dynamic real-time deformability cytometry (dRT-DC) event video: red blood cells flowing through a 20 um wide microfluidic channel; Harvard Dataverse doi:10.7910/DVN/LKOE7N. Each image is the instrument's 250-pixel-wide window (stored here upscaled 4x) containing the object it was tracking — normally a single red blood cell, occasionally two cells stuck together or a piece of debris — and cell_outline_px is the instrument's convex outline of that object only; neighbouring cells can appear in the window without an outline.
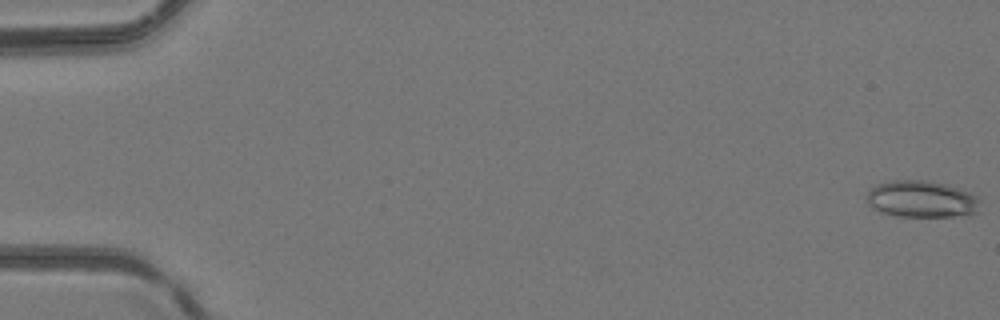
{"species": "common noctule bat (a hibernating species)", "species_latin": "Nyctalus noctula", "temperature_condition": "room temperature", "stored_images_in_passage": 5, "camera_frame_rate_fps": 3000, "um_per_image_px": 0.085, "animal": {"sex": "female", "body_mass_g": 24.6, "forearm_length_mm": 56.2}, "frame": {"image": 1, "passage_image": 1, "time_ms": 0.0, "image_size_px": [1000, 320], "cell_outline_px": [[976, 212], [952, 216], [896, 216], [880, 212], [872, 208], [868, 204], [868, 192], [872, 188], [880, 184], [892, 180], [924, 180], [944, 184], [956, 188], [976, 196]], "centroid_in_image_um": [78.24, 16.92], "position_along_channel_um": 6.8, "area_um2": 23.52}}